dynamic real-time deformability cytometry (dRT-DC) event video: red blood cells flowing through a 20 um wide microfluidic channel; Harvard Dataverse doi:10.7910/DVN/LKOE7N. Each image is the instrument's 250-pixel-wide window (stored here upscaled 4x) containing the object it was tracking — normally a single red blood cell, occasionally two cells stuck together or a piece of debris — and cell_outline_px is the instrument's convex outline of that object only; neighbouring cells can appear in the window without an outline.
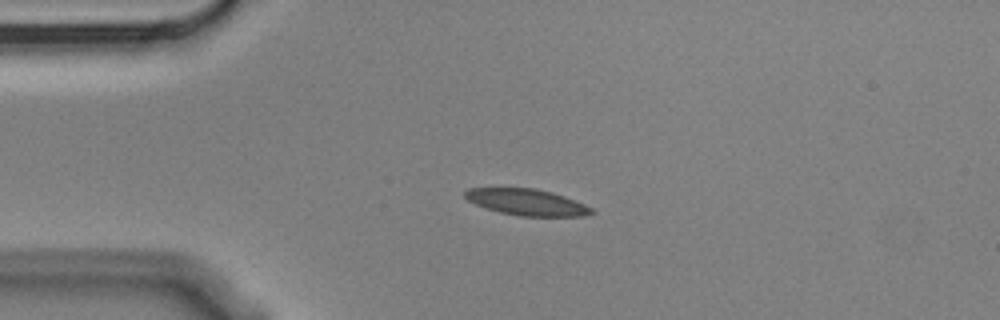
{"species": "Egyptian fruit bat (a non-hibernating species)", "species_latin": "Rousettus aegyptiacus", "temperature_condition": "cold", "stored_images_in_passage": 3, "camera_frame_rate_fps": 3000, "um_per_image_px": 0.085, "animal": {"sex": "male"}, "frame": {"image": 1, "passage_image": 2, "time_ms": 0.333, "image_size_px": [1000, 320], "cell_outline_px": [[596, 212], [584, 216], [520, 216], [500, 212], [476, 204], [468, 200], [464, 196], [464, 192], [468, 188], [532, 188], [552, 192], [564, 196], [584, 204], [592, 208]], "centroid_in_image_um": [44.8, 17.18], "position_along_channel_um": 40.2, "area_um2": 19.25}}